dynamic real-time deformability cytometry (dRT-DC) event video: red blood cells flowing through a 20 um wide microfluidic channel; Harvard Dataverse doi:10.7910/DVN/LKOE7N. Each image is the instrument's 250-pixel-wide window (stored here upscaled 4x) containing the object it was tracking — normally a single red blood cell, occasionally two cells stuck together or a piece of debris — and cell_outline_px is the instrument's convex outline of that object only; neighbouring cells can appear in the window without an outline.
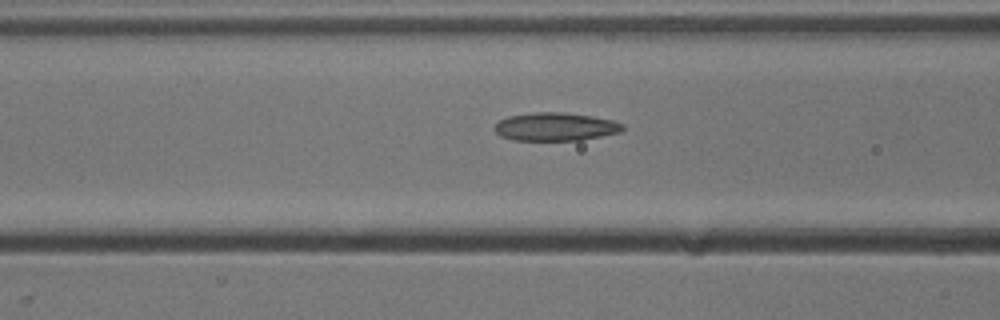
{"species": "common noctule bat (a hibernating species)", "species_latin": "Nyctalus noctula", "temperature_condition": "cold", "stored_images_in_passage": 12, "camera_frame_rate_fps": 3000, "um_per_image_px": 0.085, "animal": {"sex": "male", "body_mass_g": 13.3}, "frame": {"image": 1, "passage_image": 10, "time_ms": 3.0, "image_size_px": [1000, 320], "cell_outline_px": [[624, 128], [620, 132], [580, 140], [516, 140], [500, 136], [492, 128], [500, 120], [508, 116], [536, 112], [564, 112], [592, 116], [612, 120], [624, 124]], "centroid_in_image_um": [47.2, 10.76], "position_along_channel_um": 119.4, "area_um2": 20.98}}